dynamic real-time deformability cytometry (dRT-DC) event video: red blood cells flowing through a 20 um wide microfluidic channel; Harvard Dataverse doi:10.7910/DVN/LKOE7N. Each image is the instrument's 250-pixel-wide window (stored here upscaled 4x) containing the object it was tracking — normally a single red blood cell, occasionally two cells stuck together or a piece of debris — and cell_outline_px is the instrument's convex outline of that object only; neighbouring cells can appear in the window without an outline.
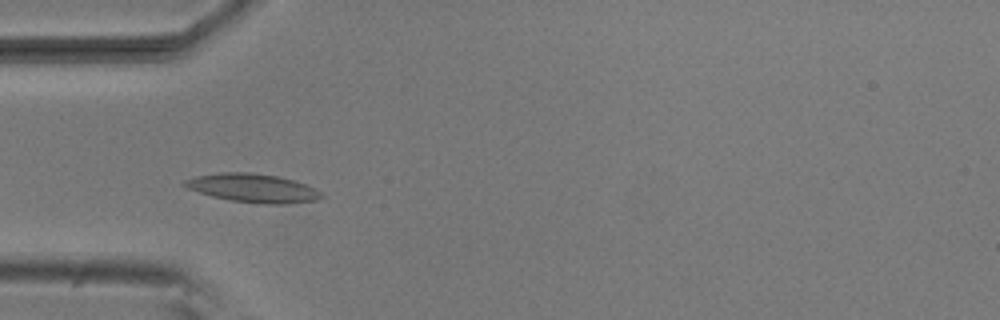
{"species": "common noctule bat (a hibernating species)", "species_latin": "Nyctalus noctula", "temperature_condition": "room temperature", "stored_images_in_passage": 38, "camera_frame_rate_fps": 3000, "um_per_image_px": 0.085, "animal": {"sex": "male", "body_mass_g": 20.5, "forearm_length_mm": 52.5}, "frame": {"image": 1, "passage_image": 3, "time_ms": 0.667, "image_size_px": [1000, 320], "cell_outline_px": [[324, 196], [316, 200], [284, 204], [264, 204], [232, 200], [212, 196], [188, 188], [180, 184], [184, 180], [196, 176], [220, 172], [248, 172], [276, 176], [292, 180], [304, 184], [320, 192]], "centroid_in_image_um": [21.45, 15.98], "position_along_channel_um": 63.5, "area_um2": 22.43}}
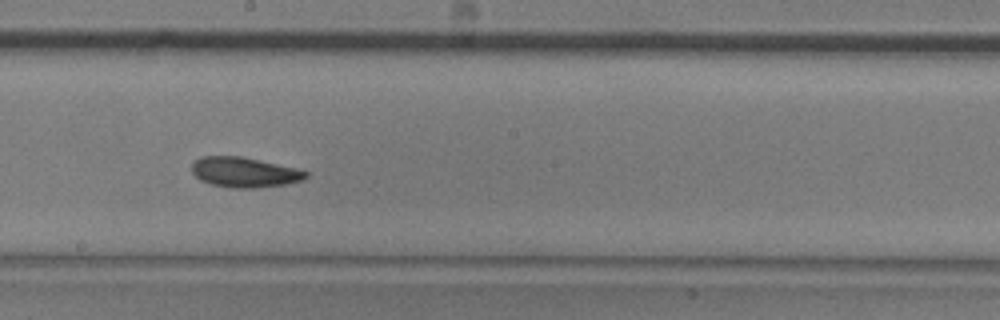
{"frame": {"image": 2, "passage_image": 16, "time_ms": 5.0, "image_size_px": [1000, 320], "cell_outline_px": [[308, 176], [304, 180], [288, 184], [256, 188], [232, 188], [212, 184], [200, 180], [192, 172], [192, 164], [200, 156], [240, 156], [296, 168], [308, 172]], "centroid_in_image_um": [20.79, 14.65], "position_along_channel_um": 227.4, "area_um2": 20.0}}
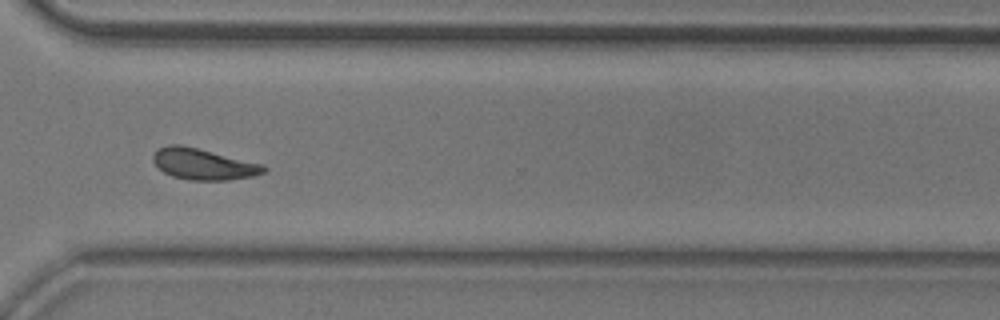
{"frame": {"image": 3, "passage_image": 26, "time_ms": 8.333, "image_size_px": [1000, 320], "cell_outline_px": [[268, 168], [264, 172], [252, 176], [228, 180], [188, 180], [172, 176], [164, 172], [152, 160], [152, 156], [156, 148], [168, 144], [180, 144], [264, 164]], "centroid_in_image_um": [17.26, 13.94], "position_along_channel_um": 353.3, "area_um2": 20.11}, "authors_computed_cell_mechanics": {"area_um2": 19.363, "velocity_mm_per_s": 3.7868, "shape_relaxation_time_tau1_ms": 3.3067, "shape_relaxation_time_tau2_ms": 4.003, "deformation_change_tau1": 0.118, "deformation_change_tau2": 0.0963}}